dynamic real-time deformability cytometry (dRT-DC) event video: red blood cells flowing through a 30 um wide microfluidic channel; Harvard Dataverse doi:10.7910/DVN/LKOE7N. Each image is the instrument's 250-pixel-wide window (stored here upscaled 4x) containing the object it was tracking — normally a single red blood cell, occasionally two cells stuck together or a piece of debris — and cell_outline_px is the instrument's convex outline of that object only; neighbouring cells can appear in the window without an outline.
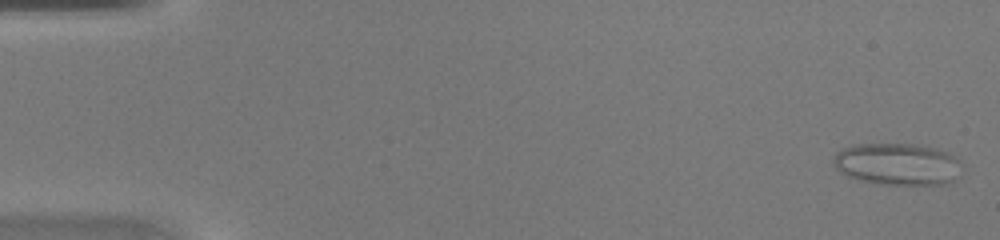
{"species": "common noctule bat (a hibernating species)", "species_latin": "Nyctalus noctula", "temperature_condition": "warm", "stored_images_in_passage": 45, "camera_frame_rate_fps": 3000, "um_per_image_px": 0.085, "animal": {"sex": "female", "body_mass_g": 20.0, "forearm_length_mm": 54.0}, "frame": {"image": 1, "passage_image": 1, "time_ms": 0.0, "image_size_px": [1000, 240], "cell_outline_px": [[960, 160], [952, 180], [948, 184], [880, 184], [860, 180], [848, 176], [840, 172], [832, 164], [832, 160], [836, 152], [852, 144], [924, 144], [948, 152]], "centroid_in_image_um": [76.21, 13.93], "position_along_channel_um": 8.8, "area_um2": 31.27}}
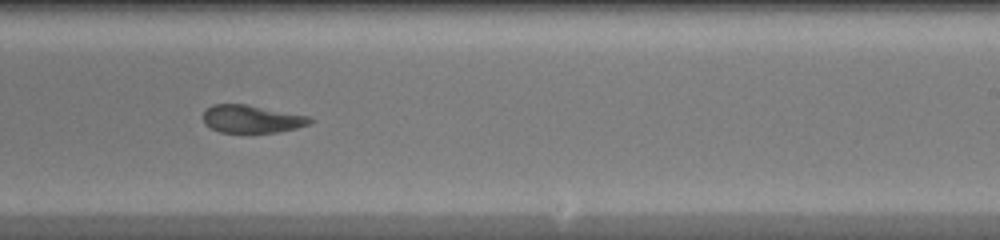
{"frame": {"image": 2, "passage_image": 28, "time_ms": 9.0, "image_size_px": [1000, 240], "cell_outline_px": [[312, 124], [296, 128], [276, 132], [220, 132], [204, 124], [204, 112], [212, 104], [244, 104], [308, 116], [312, 120]], "centroid_in_image_um": [21.39, 10.11], "position_along_channel_um": 267.6, "area_um2": 16.99}}
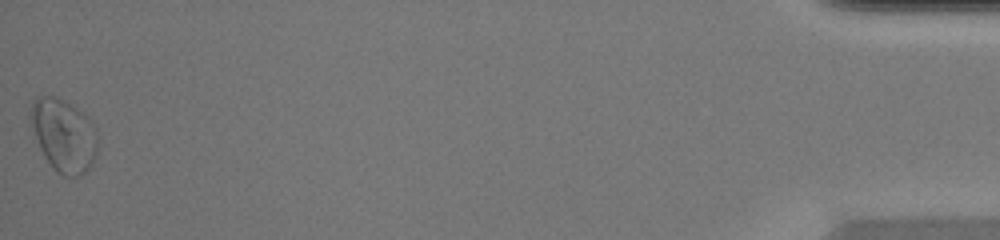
{"frame": {"image": 3, "passage_image": 45, "time_ms": 14.667, "image_size_px": [1000, 240], "cell_outline_px": [[96, 152], [88, 168], [80, 176], [64, 176], [56, 172], [44, 156], [40, 148], [28, 116], [32, 104], [36, 96], [56, 96], [72, 104], [88, 116], [96, 128]], "centroid_in_image_um": [5.39, 11.46], "position_along_channel_um": 429.8, "area_um2": 28.38}}